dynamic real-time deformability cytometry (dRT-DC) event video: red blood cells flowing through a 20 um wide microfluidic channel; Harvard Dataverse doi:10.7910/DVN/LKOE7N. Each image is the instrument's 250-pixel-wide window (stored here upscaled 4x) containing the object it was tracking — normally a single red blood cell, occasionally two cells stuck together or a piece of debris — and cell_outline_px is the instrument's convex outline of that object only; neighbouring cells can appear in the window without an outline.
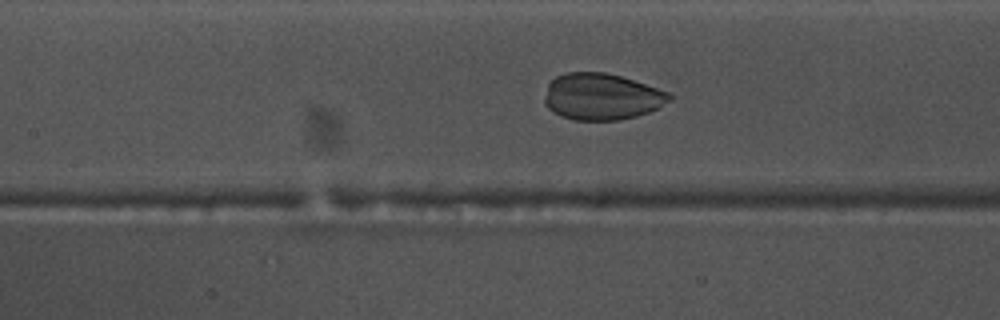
{"species": "common noctule bat (a hibernating species)", "species_latin": "Nyctalus noctula", "temperature_condition": "warm", "stored_images_in_passage": 54, "camera_frame_rate_fps": 3000, "um_per_image_px": 0.085, "animal": {"sex": "male", "body_mass_g": 17.5, "forearm_length_mm": 52.3}, "frame": {"image": 1, "passage_image": 24, "time_ms": 7.667, "image_size_px": [1000, 320], "cell_outline_px": [[672, 100], [648, 112], [636, 116], [620, 120], [572, 120], [560, 116], [552, 112], [544, 104], [544, 96], [548, 84], [556, 76], [568, 72], [604, 72], [620, 76], [668, 92], [672, 96]], "centroid_in_image_um": [51.1, 8.22], "position_along_channel_um": 156.3, "area_um2": 33.81}}